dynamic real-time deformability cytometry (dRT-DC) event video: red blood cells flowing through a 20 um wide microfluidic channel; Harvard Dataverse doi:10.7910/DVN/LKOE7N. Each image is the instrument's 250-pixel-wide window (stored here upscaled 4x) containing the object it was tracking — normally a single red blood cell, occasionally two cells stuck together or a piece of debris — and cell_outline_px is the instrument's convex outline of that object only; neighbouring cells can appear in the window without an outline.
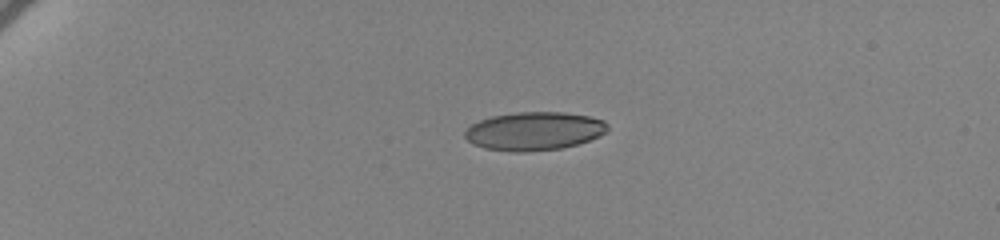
{"species": "human", "species_latin": "Homo sapiens", "temperature_condition": "cold", "stored_images_in_passage": 46, "camera_frame_rate_fps": 3000, "um_per_image_px": 0.085, "donor": {"sex": "female"}, "frame": {"image": 1, "passage_image": 1, "time_ms": 0.0, "image_size_px": [1000, 240], "cell_outline_px": [[608, 132], [600, 136], [576, 144], [560, 148], [524, 152], [512, 152], [484, 148], [472, 144], [464, 136], [464, 132], [472, 124], [480, 120], [492, 116], [516, 112], [564, 112], [588, 116], [604, 120], [608, 124]], "centroid_in_image_um": [45.41, 11.14], "position_along_channel_um": 39.6, "area_um2": 31.96}}
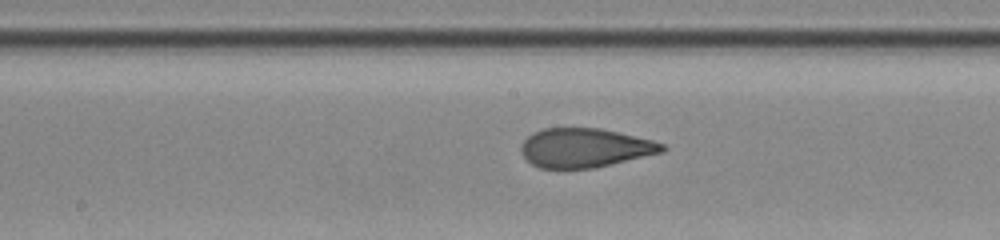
{"frame": {"image": 2, "passage_image": 21, "time_ms": 6.667, "image_size_px": [1000, 240], "cell_outline_px": [[668, 148], [664, 152], [592, 168], [540, 168], [532, 164], [520, 152], [520, 148], [524, 140], [532, 132], [544, 128], [600, 128], [652, 140], [664, 144]], "centroid_in_image_um": [49.71, 12.56], "position_along_channel_um": 198.5, "area_um2": 32.02}}
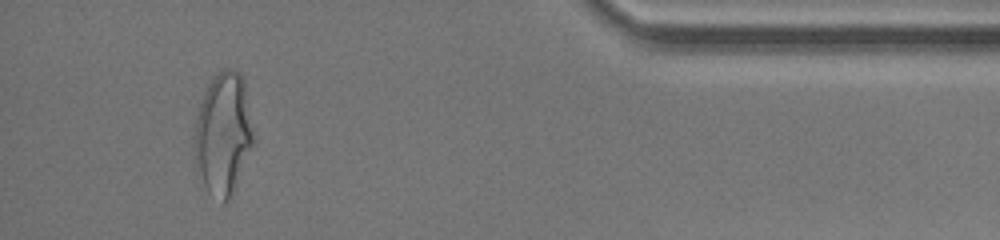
{"frame": {"image": 3, "passage_image": 43, "time_ms": 14.0, "image_size_px": [1000, 240], "cell_outline_px": [[256, 144], [228, 200], [224, 204], [208, 192], [204, 184], [192, 148], [192, 144], [196, 116], [204, 92], [212, 76], [224, 68], [232, 68], [240, 72], [244, 80]], "centroid_in_image_um": [18.99, 11.33], "position_along_channel_um": 416.2, "area_um2": 42.6}, "authors_computed_cell_mechanics": {"area_um2": 33.3506, "velocity_mm_per_s": 3.443, "shape_relaxation_time_tau1_ms": 5.3241, "shape_relaxation_time_tau2_ms": 0.8656, "deformation_change_tau1": 0.1936, "deformation_change_tau2": 0.0774}}